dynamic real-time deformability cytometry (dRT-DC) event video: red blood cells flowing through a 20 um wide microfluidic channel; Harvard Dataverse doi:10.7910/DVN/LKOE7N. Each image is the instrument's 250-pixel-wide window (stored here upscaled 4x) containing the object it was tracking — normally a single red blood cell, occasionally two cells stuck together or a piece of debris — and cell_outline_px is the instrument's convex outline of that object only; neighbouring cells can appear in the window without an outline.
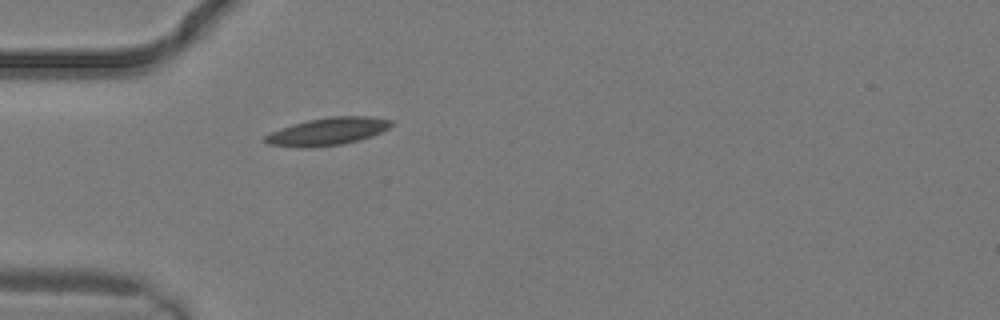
{"species": "common noctule bat (a hibernating species)", "species_latin": "Nyctalus noctula", "temperature_condition": "warm", "stored_images_in_passage": 2, "camera_frame_rate_fps": 3000, "um_per_image_px": 0.085, "animal": {"sex": "male", "body_mass_g": 19.2, "forearm_length_mm": 51.8}, "frame": {"image": 1, "passage_image": 1, "time_ms": 0.0, "image_size_px": [1000, 320], "cell_outline_px": [[396, 124], [372, 136], [344, 144], [308, 148], [300, 148], [268, 144], [260, 140], [264, 136], [280, 128], [292, 124], [308, 120], [332, 116], [368, 116], [392, 120]], "centroid_in_image_um": [27.83, 11.18], "position_along_channel_um": 57.2, "area_um2": 20.46}}